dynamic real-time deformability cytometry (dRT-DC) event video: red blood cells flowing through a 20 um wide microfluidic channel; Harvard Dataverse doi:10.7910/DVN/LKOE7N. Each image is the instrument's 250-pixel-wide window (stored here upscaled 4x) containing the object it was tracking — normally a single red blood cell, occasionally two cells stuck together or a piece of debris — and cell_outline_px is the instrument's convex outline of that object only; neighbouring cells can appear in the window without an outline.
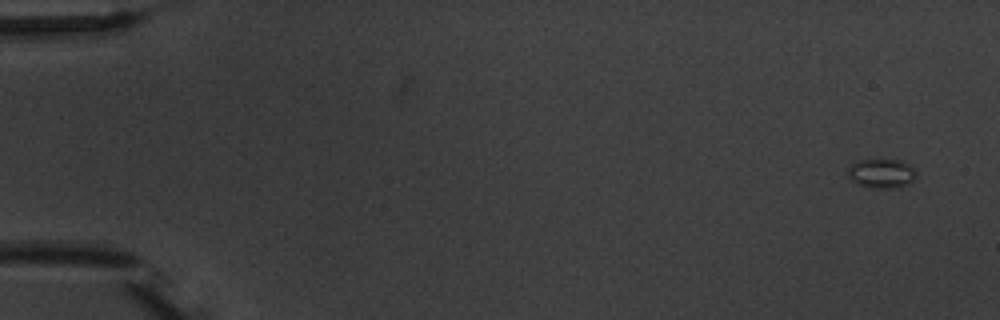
{"species": "common noctule bat (a hibernating species)", "species_latin": "Nyctalus noctula", "temperature_condition": "warm", "stored_images_in_passage": 5, "camera_frame_rate_fps": 3000, "um_per_image_px": 0.085, "animal": {"sex": "male", "body_mass_g": 20.1, "forearm_length_mm": 53.5}, "frame": {"image": 1, "passage_image": 1, "time_ms": 0.0, "image_size_px": [1000, 320], "cell_outline_px": [[916, 176], [908, 184], [900, 188], [872, 188], [856, 184], [848, 180], [848, 168], [856, 160], [900, 160], [908, 164], [916, 172]], "centroid_in_image_um": [74.89, 14.76], "position_along_channel_um": 10.1, "area_um2": 11.79}}